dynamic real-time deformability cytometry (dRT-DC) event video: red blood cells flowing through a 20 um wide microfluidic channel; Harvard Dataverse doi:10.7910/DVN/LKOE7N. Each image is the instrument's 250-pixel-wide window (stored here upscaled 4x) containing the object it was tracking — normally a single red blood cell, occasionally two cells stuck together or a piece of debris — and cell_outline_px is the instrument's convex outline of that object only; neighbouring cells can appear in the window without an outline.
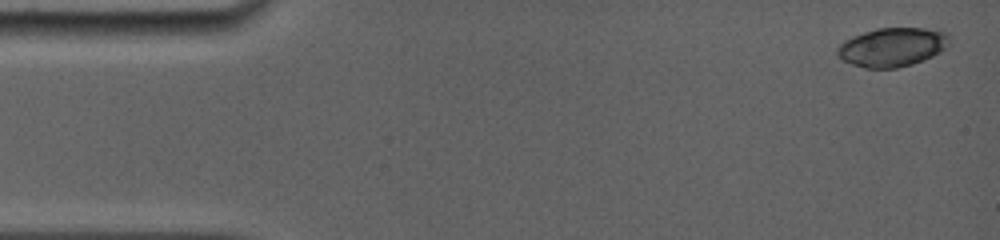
{"species": "common noctule bat (a hibernating species)", "species_latin": "Nyctalus noctula", "temperature_condition": "room temperature", "stored_images_in_passage": 34, "camera_frame_rate_fps": 5000, "um_per_image_px": 0.085, "animal": {"sex": "female", "body_mass_g": 19.0, "forearm_length_mm": 56.7}, "frame": {"image": 1, "passage_image": 1, "time_ms": 0.0, "image_size_px": [1000, 240], "cell_outline_px": [[948, 44], [940, 52], [924, 60], [912, 64], [896, 68], [864, 68], [852, 64], [836, 56], [836, 48], [844, 40], [852, 36], [876, 28], [940, 28], [948, 32]], "centroid_in_image_um": [75.84, 3.99], "position_along_channel_um": 9.2, "area_um2": 25.66}}
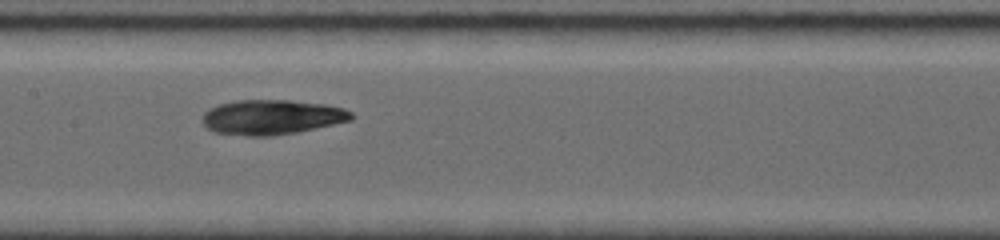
{"frame": {"image": 2, "passage_image": 15, "time_ms": 7.4, "image_size_px": [1000, 240], "cell_outline_px": [[356, 116], [352, 120], [296, 132], [272, 136], [248, 136], [212, 132], [204, 124], [204, 112], [208, 108], [220, 104], [236, 100], [288, 100], [324, 104], [344, 108], [352, 112]], "centroid_in_image_um": [23.11, 9.95], "position_along_channel_um": 184.3, "area_um2": 30.23}}
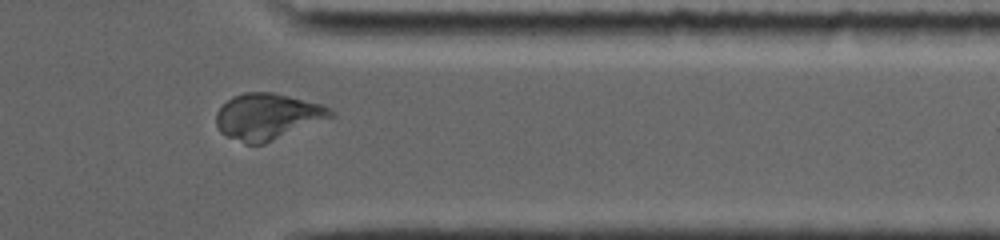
{"frame": {"image": 3, "passage_image": 29, "time_ms": 12.6, "image_size_px": [1000, 240], "cell_outline_px": [[336, 116], [264, 144], [244, 144], [224, 136], [220, 132], [216, 124], [216, 112], [232, 96], [244, 92], [272, 92], [320, 104], [328, 108]], "centroid_in_image_um": [22.7, 9.92], "position_along_channel_um": 388.7, "area_um2": 30.87}, "authors_computed_cell_mechanics": {"area_um2": 29.5358, "velocity_mm_per_s": 3.9253, "shape_relaxation_time_tau1_ms": 10.6344, "shape_relaxation_time_tau2_ms": 3.2977, "deformation_change_tau1": 0.3111, "deformation_change_tau2": 0.0551}}